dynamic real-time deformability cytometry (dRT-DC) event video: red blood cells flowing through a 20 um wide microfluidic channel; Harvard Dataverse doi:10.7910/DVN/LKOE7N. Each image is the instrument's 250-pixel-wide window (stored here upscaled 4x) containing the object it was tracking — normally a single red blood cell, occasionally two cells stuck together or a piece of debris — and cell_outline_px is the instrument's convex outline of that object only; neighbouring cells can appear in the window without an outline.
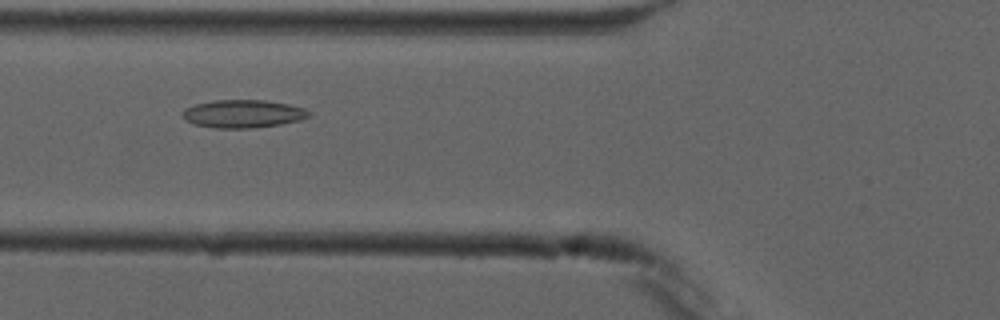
{"species": "common noctule bat (a hibernating species)", "species_latin": "Nyctalus noctula", "temperature_condition": "cold", "stored_images_in_passage": 6, "camera_frame_rate_fps": 3000, "um_per_image_px": 0.085, "animal": {"sex": "male", "forearm_length_mm": 52.5}, "frame": {"image": 1, "passage_image": 2, "time_ms": 1.0, "image_size_px": [1000, 320], "cell_outline_px": [[312, 116], [300, 120], [280, 124], [252, 128], [216, 128], [196, 124], [188, 120], [184, 116], [184, 108], [196, 104], [216, 100], [264, 100], [288, 104], [304, 108], [312, 112]], "centroid_in_image_um": [20.74, 9.67], "position_along_channel_um": 105.1, "area_um2": 20.4}}
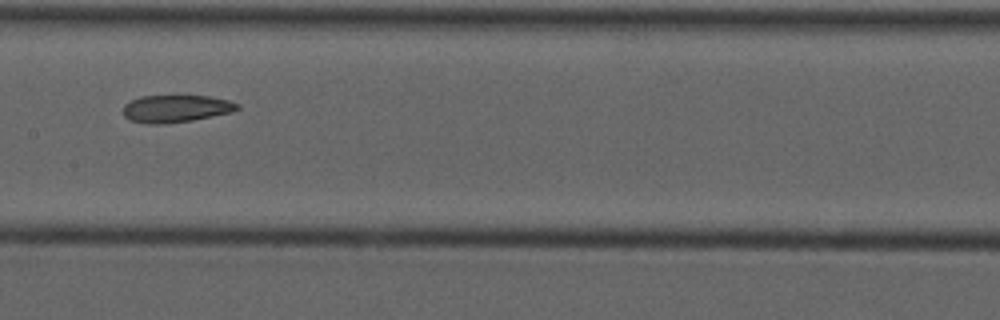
{"frame": {"image": 2, "passage_image": 4, "time_ms": 3.333, "image_size_px": [1000, 320], "cell_outline_px": [[240, 108], [232, 112], [192, 120], [164, 124], [144, 124], [128, 120], [124, 116], [124, 104], [140, 96], [208, 96], [228, 100], [240, 104]], "centroid_in_image_um": [14.94, 9.24], "position_along_channel_um": 192.5, "area_um2": 18.26}}
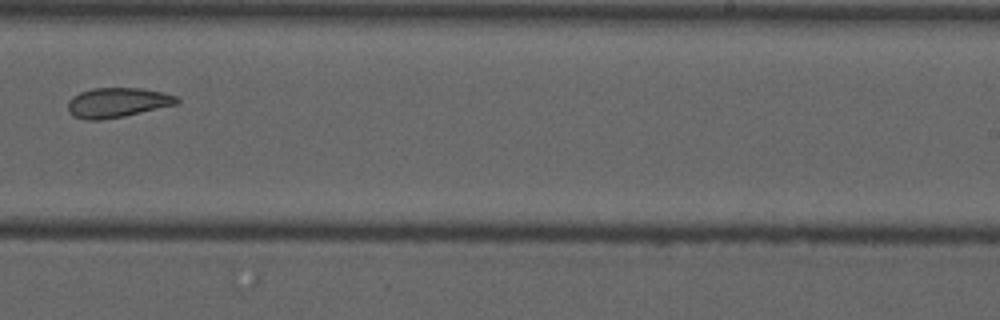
{"frame": {"image": 3, "passage_image": 6, "time_ms": 5.667, "image_size_px": [1000, 320], "cell_outline_px": [[180, 100], [176, 104], [124, 116], [100, 120], [88, 120], [72, 116], [68, 112], [68, 100], [72, 96], [80, 92], [92, 88], [140, 88], [164, 92], [176, 96]], "centroid_in_image_um": [9.94, 8.71], "position_along_channel_um": 279.1, "area_um2": 18.9}}